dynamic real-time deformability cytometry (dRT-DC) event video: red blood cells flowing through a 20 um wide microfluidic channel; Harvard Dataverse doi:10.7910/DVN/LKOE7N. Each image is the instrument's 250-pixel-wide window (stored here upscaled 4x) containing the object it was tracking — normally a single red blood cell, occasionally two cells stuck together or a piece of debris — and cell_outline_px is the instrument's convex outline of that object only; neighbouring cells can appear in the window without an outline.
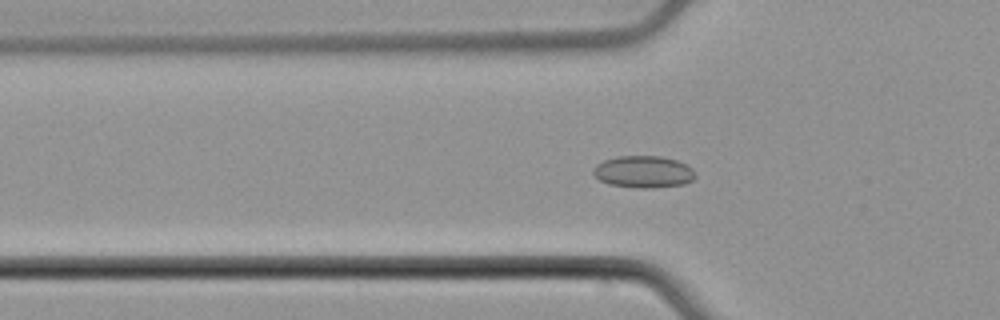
{"species": "common noctule bat (a hibernating species)", "species_latin": "Nyctalus noctula", "temperature_condition": "cold", "stored_images_in_passage": 50, "camera_frame_rate_fps": 3000, "um_per_image_px": 0.085, "animal": {"sex": "male", "body_mass_g": 21.5, "forearm_length_mm": 52.0}, "frame": {"image": 1, "passage_image": 18, "time_ms": 5.667, "image_size_px": [1000, 320], "cell_outline_px": [[696, 176], [692, 180], [684, 184], [648, 188], [636, 188], [608, 184], [600, 180], [592, 172], [592, 168], [596, 164], [604, 160], [616, 156], [660, 156], [676, 160], [688, 164], [696, 172]], "centroid_in_image_um": [54.7, 14.6], "position_along_channel_um": 71.1, "area_um2": 19.19}}
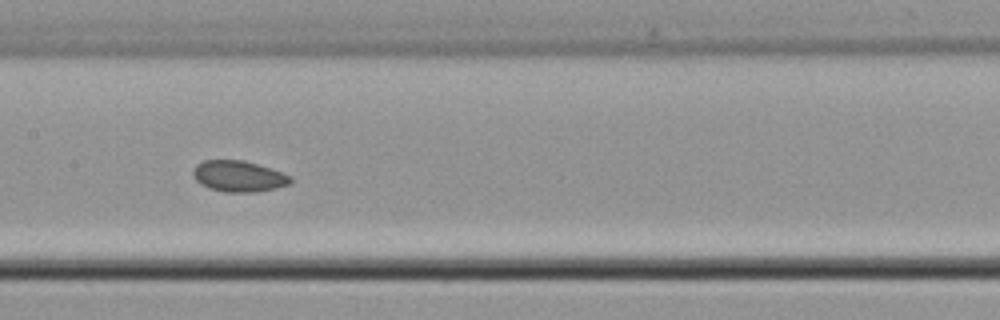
{"frame": {"image": 2, "passage_image": 27, "time_ms": 8.667, "image_size_px": [1000, 320], "cell_outline_px": [[292, 180], [288, 184], [276, 188], [256, 192], [224, 192], [208, 188], [200, 184], [192, 176], [192, 172], [196, 164], [204, 160], [244, 160], [292, 176]], "centroid_in_image_um": [20.24, 14.99], "position_along_channel_um": 187.2, "area_um2": 17.63}}
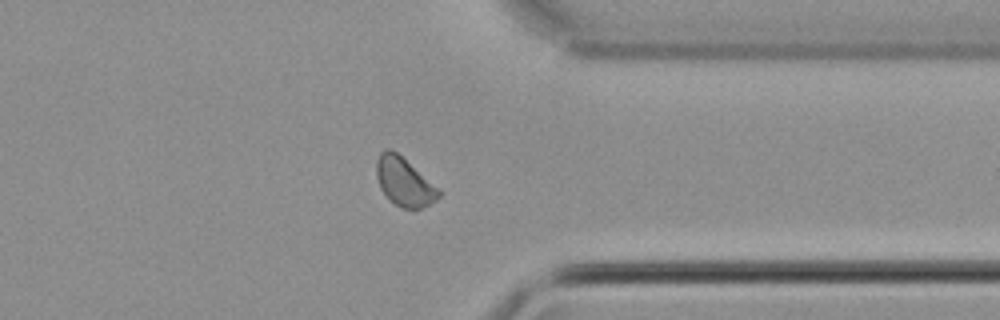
{"frame": {"image": 3, "passage_image": 42, "time_ms": 13.667, "image_size_px": [1000, 320], "cell_outline_px": [[444, 192], [436, 200], [424, 208], [400, 208], [380, 188], [376, 176], [376, 160], [380, 152], [384, 148], [388, 148], [396, 152]], "centroid_in_image_um": [34.37, 15.45], "position_along_channel_um": 377.0, "area_um2": 17.51}}